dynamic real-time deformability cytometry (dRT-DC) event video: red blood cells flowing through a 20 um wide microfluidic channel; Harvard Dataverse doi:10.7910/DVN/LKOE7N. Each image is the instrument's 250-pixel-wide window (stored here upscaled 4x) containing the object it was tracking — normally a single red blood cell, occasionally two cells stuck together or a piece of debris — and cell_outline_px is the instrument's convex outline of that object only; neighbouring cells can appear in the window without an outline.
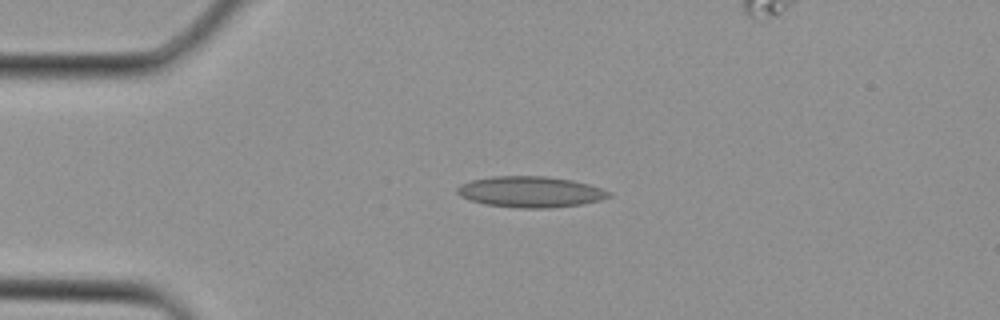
{"species": "Egyptian fruit bat (a non-hibernating species)", "species_latin": "Rousettus aegyptiacus", "temperature_condition": "cold", "stored_images_in_passage": 3, "segment_of_instrument_passage": [1, 2], "camera_frame_rate_fps": 3000, "um_per_image_px": 0.085, "animal": {"sex": "female"}, "frame": {"image": 1, "passage_image": 2, "time_ms": 0.333, "image_size_px": [1000, 320], "cell_outline_px": [[612, 196], [600, 200], [580, 204], [548, 208], [520, 208], [484, 204], [460, 196], [456, 192], [456, 188], [460, 184], [472, 180], [492, 176], [544, 176], [572, 180], [588, 184], [612, 192]], "centroid_in_image_um": [45.08, 16.3], "position_along_channel_um": 39.9, "area_um2": 27.28}}